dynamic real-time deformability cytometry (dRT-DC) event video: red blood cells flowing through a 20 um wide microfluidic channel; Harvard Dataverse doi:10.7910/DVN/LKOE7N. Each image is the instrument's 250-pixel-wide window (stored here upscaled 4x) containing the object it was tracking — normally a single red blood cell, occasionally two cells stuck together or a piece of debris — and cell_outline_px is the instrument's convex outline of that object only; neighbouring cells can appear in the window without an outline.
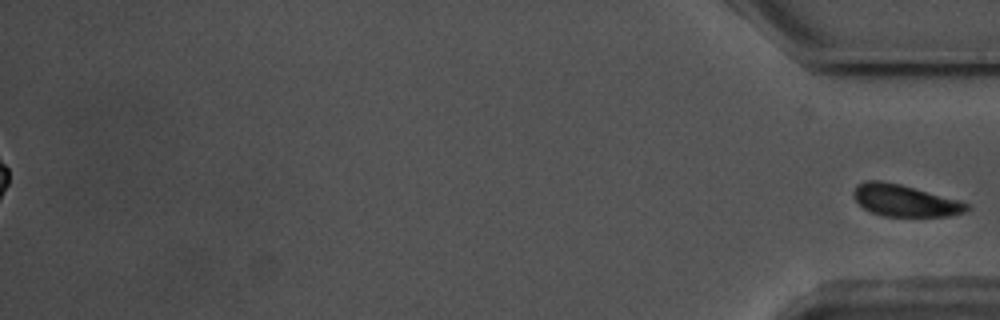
{"species": "common noctule bat (a hibernating species)", "species_latin": "Nyctalus noctula", "temperature_condition": "warm", "stored_images_in_passage": 60, "segment_of_instrument_passage": [2, 2], "camera_frame_rate_fps": 3000, "um_per_image_px": 0.085, "animal": {"sex": "male", "body_mass_g": 17.5, "forearm_length_mm": 52.3}, "frame": {"image": 1, "passage_image": 60, "time_ms": 19.667, "image_size_px": [1000, 320], "cell_outline_px": [[972, 208], [968, 212], [948, 216], [884, 216], [872, 212], [864, 208], [852, 196], [852, 192], [856, 184], [864, 180], [880, 180], [900, 184], [960, 200], [968, 204]], "centroid_in_image_um": [76.92, 17.04], "position_along_channel_um": 358.3, "area_um2": 21.15}}